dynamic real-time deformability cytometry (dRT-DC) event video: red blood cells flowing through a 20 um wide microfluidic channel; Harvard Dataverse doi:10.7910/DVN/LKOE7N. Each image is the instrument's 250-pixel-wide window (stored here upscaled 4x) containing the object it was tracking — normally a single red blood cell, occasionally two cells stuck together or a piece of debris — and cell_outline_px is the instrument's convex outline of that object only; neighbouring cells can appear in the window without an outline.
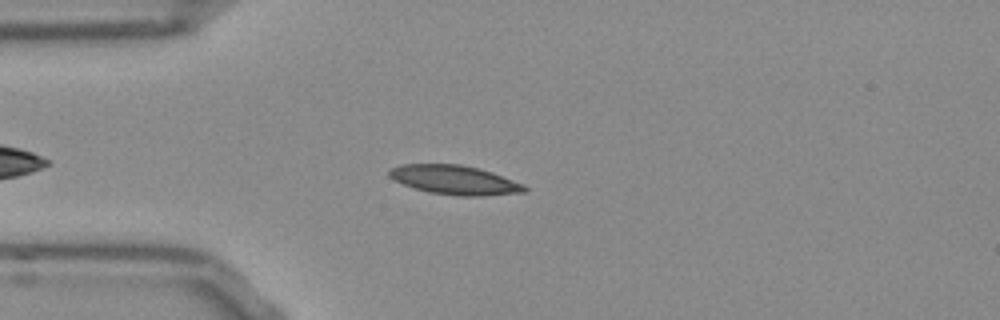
{"species": "Egyptian fruit bat (a non-hibernating species)", "species_latin": "Rousettus aegyptiacus", "temperature_condition": "room temperature", "stored_images_in_passage": 41, "camera_frame_rate_fps": 3000, "um_per_image_px": 0.085, "frame": {"image": 1, "passage_image": 9, "time_ms": 2.667, "image_size_px": [1000, 320], "cell_outline_px": [[528, 188], [524, 192], [480, 196], [456, 196], [428, 192], [404, 184], [388, 176], [388, 168], [400, 164], [460, 164], [480, 168], [492, 172], [524, 184]], "centroid_in_image_um": [38.64, 15.29], "position_along_channel_um": 46.4, "area_um2": 23.06}}
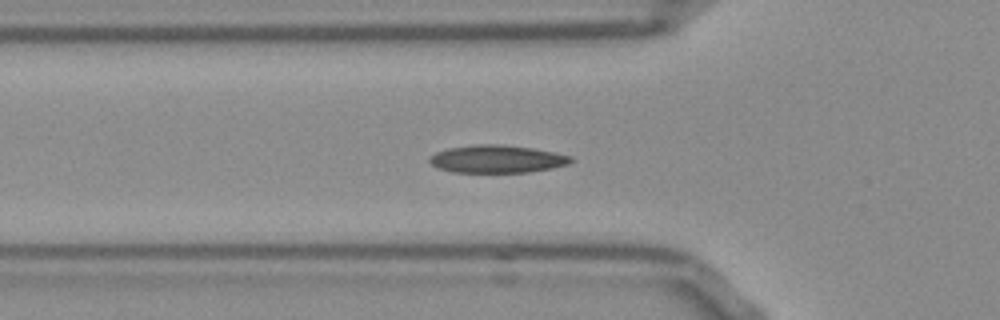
{"frame": {"image": 2, "passage_image": 13, "time_ms": 4.0, "image_size_px": [1000, 320], "cell_outline_px": [[572, 160], [568, 164], [552, 168], [528, 172], [452, 172], [436, 168], [428, 160], [428, 156], [436, 152], [448, 148], [476, 144], [500, 144], [532, 148], [572, 156]], "centroid_in_image_um": [42.19, 13.51], "position_along_channel_um": 83.6, "area_um2": 22.83}}
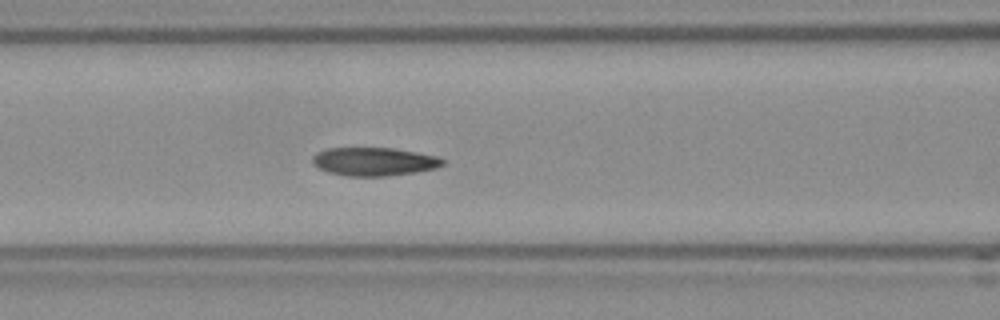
{"frame": {"image": 3, "passage_image": 17, "time_ms": 5.333, "image_size_px": [1000, 320], "cell_outline_px": [[444, 164], [436, 168], [412, 172], [384, 176], [348, 176], [328, 172], [312, 164], [312, 156], [316, 152], [328, 148], [392, 148], [416, 152], [436, 156], [444, 160]], "centroid_in_image_um": [31.75, 13.73], "position_along_channel_um": 134.9, "area_um2": 21.33}, "authors_computed_cell_mechanics": {"area_um2": 21.964, "velocity_mm_per_s": 3.7787, "shape_relaxation_time_tau1_ms": 6.1207, "shape_relaxation_time_tau2_ms": 2.5971, "deformation_change_tau1": 0.1763, "deformation_change_tau2": 0.0668}}